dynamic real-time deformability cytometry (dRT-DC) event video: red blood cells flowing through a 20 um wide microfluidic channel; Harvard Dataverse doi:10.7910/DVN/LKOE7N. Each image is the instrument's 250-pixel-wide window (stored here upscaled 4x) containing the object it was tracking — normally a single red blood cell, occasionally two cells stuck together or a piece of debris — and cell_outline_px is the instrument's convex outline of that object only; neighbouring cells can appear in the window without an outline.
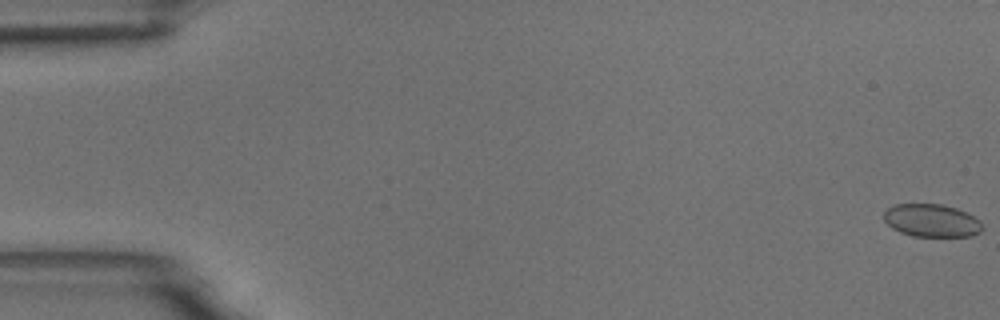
{"species": "common noctule bat (a hibernating species)", "species_latin": "Nyctalus noctula", "temperature_condition": "room temperature", "stored_images_in_passage": 10, "camera_frame_rate_fps": 3000, "um_per_image_px": 0.085, "animal": {"sex": "male", "body_mass_g": 18.8}, "frame": {"image": 1, "passage_image": 1, "time_ms": 0.0, "image_size_px": [1000, 320], "cell_outline_px": [[984, 228], [980, 232], [972, 236], [912, 236], [900, 232], [892, 228], [884, 220], [884, 212], [888, 208], [896, 204], [940, 204], [956, 208], [980, 220]], "centroid_in_image_um": [79.19, 18.75], "position_along_channel_um": 5.8, "area_um2": 18.79}}